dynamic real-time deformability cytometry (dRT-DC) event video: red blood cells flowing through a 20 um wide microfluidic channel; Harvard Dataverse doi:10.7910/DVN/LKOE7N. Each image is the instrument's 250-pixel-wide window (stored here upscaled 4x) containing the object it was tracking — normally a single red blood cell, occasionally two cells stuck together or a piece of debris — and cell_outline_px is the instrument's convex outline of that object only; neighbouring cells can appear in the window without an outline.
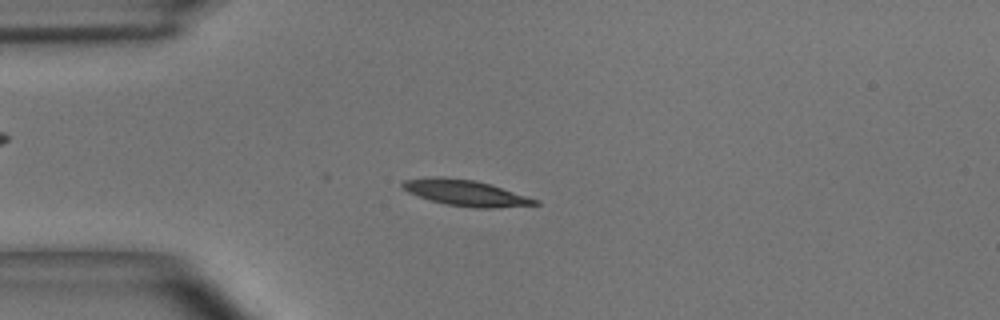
{"species": "common noctule bat (a hibernating species)", "species_latin": "Nyctalus noctula", "temperature_condition": "room temperature", "stored_images_in_passage": 46, "camera_frame_rate_fps": 3000, "um_per_image_px": 0.085, "animal": {"sex": "male", "body_mass_g": 15.6}, "frame": {"image": 1, "passage_image": 13, "time_ms": 4.0, "image_size_px": [1000, 320], "cell_outline_px": [[540, 204], [492, 208], [476, 208], [444, 204], [408, 192], [400, 184], [404, 180], [432, 176], [444, 176], [472, 180], [488, 184], [540, 200]], "centroid_in_image_um": [39.56, 16.39], "position_along_channel_um": 45.4, "area_um2": 19.77}}
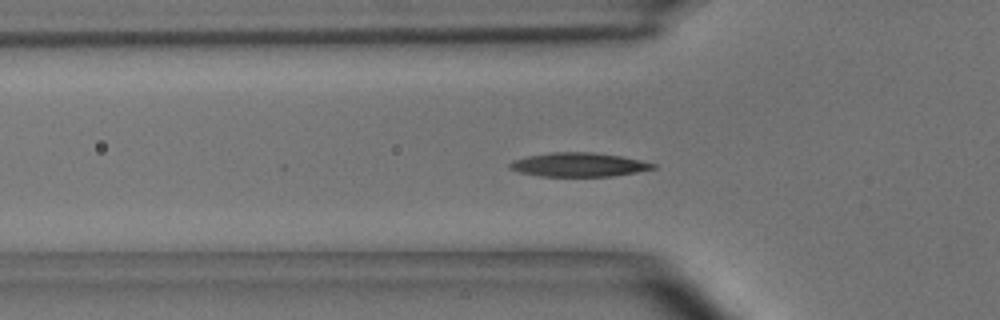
{"frame": {"image": 2, "passage_image": 17, "time_ms": 5.333, "image_size_px": [1000, 320], "cell_outline_px": [[656, 168], [636, 172], [612, 176], [540, 176], [520, 172], [508, 168], [508, 164], [512, 160], [528, 156], [552, 152], [592, 152], [620, 156], [640, 160], [656, 164]], "centroid_in_image_um": [49.16, 13.99], "position_along_channel_um": 76.6, "area_um2": 19.88}}
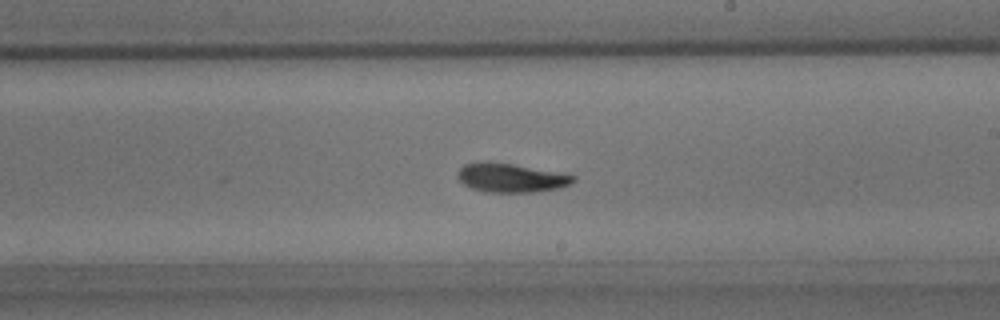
{"frame": {"image": 3, "passage_image": 31, "time_ms": 10.0, "image_size_px": [1000, 320], "cell_outline_px": [[576, 180], [572, 184], [560, 188], [532, 192], [484, 192], [472, 188], [464, 184], [456, 176], [456, 172], [464, 164], [480, 160], [488, 160], [560, 172], [576, 176]], "centroid_in_image_um": [43.41, 15.09], "position_along_channel_um": 245.6, "area_um2": 19.88}, "authors_computed_cell_mechanics": {"area_um2": 19.2185, "velocity_mm_per_s": 3.6017, "shape_relaxation_time_tau1_ms": 4.1928, "shape_relaxation_time_tau2_ms": 1.3664, "deformation_change_tau1": 0.1439, "deformation_change_tau2": 0.058}}